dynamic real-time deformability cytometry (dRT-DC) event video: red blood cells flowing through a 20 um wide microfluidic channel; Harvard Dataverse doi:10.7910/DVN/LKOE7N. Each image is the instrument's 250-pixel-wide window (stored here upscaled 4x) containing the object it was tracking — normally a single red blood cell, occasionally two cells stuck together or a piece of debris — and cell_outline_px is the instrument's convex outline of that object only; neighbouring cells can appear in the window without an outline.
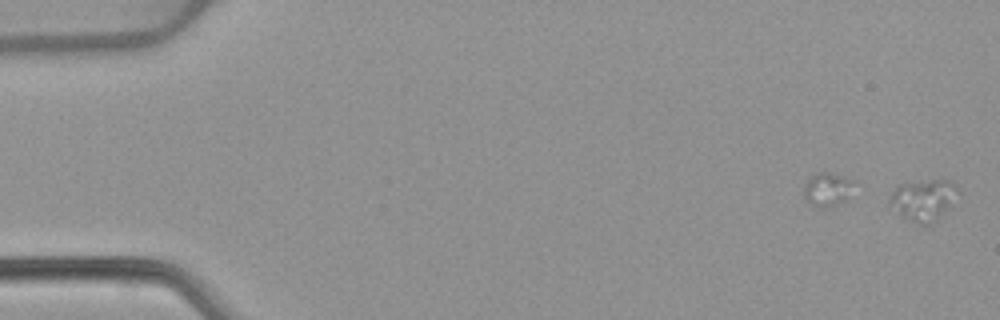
{"species": "common noctule bat (a hibernating species)", "species_latin": "Nyctalus noctula", "temperature_condition": "warm", "stored_images_in_passage": 41, "camera_frame_rate_fps": 3000, "um_per_image_px": 0.085, "animal": {"sex": "female", "body_mass_g": 22.7, "forearm_length_mm": 54.2}, "frame": {"image": 1, "passage_image": 1, "time_ms": 0.0, "image_size_px": [1000, 320], "cell_outline_px": [[960, 192], [936, 220], [932, 224], [920, 224], [908, 220], [900, 216], [888, 208], [888, 200], [896, 184], [928, 180], [948, 180]], "centroid_in_image_um": [78.39, 17.0], "position_along_channel_um": 6.6, "area_um2": 16.47}}
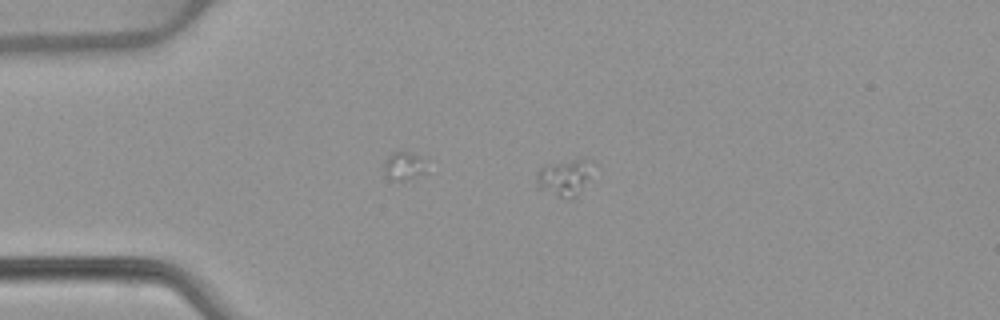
{"frame": {"image": 2, "passage_image": 12, "time_ms": 3.667, "image_size_px": [1000, 320], "cell_outline_px": [[596, 164], [576, 196], [572, 200], [536, 188], [536, 172], [544, 164], [572, 160], [592, 160]], "centroid_in_image_um": [47.95, 15.07], "position_along_channel_um": 37.0, "area_um2": 11.91}}